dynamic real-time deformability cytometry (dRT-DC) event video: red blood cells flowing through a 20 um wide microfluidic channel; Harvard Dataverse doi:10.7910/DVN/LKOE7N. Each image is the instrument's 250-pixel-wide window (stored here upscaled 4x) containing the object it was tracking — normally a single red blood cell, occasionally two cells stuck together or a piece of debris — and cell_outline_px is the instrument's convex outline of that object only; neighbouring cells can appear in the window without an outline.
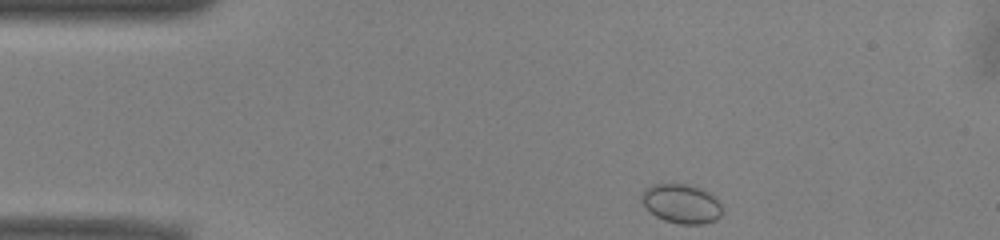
{"species": "common noctule bat (a hibernating species)", "species_latin": "Nyctalus noctula", "temperature_condition": "warm", "stored_images_in_passage": 44, "camera_frame_rate_fps": 3000, "um_per_image_px": 0.085, "animal": {"sex": "male", "body_mass_g": 13.0, "forearm_length_mm": 53.1}, "frame": {"image": 1, "passage_image": 1, "time_ms": 0.0, "image_size_px": [1000, 240], "cell_outline_px": [[720, 216], [716, 220], [704, 224], [680, 224], [664, 220], [656, 216], [640, 200], [640, 196], [644, 188], [652, 184], [692, 184], [716, 196], [720, 204]], "centroid_in_image_um": [57.91, 17.3], "position_along_channel_um": 27.1, "area_um2": 18.5}}
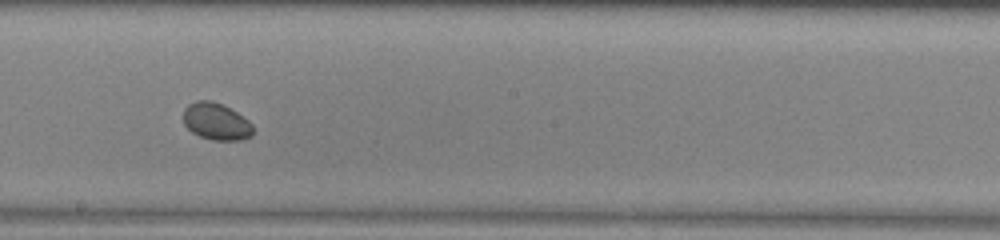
{"frame": {"image": 2, "passage_image": 21, "time_ms": 6.667, "image_size_px": [1000, 240], "cell_outline_px": [[252, 136], [240, 140], [212, 140], [200, 136], [192, 132], [184, 124], [184, 108], [188, 104], [196, 100], [212, 100], [236, 112], [248, 120], [252, 124]], "centroid_in_image_um": [18.36, 10.33], "position_along_channel_um": 229.8, "area_um2": 14.91}}
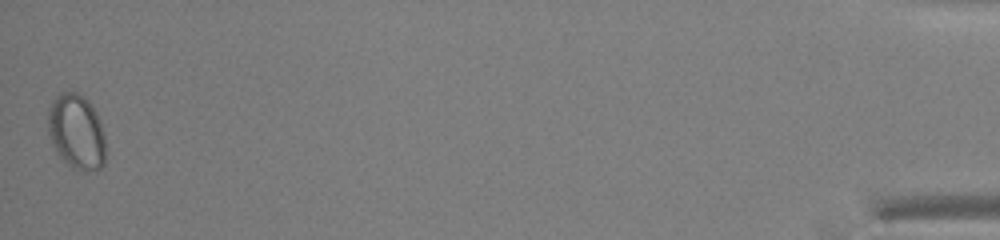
{"frame": {"image": 3, "passage_image": 44, "time_ms": 14.333, "image_size_px": [1000, 240], "cell_outline_px": [[104, 164], [96, 172], [72, 168], [60, 156], [52, 144], [48, 132], [48, 108], [52, 100], [60, 92], [76, 92], [84, 96], [92, 104], [100, 120], [104, 132]], "centroid_in_image_um": [6.5, 11.18], "position_along_channel_um": 428.7, "area_um2": 25.37}, "authors_computed_cell_mechanics": {"area_um2": 15.9817, "velocity_mm_per_s": 3.9102, "shape_relaxation_time_tau1_ms": null, "shape_relaxation_time_tau2_ms": 7.0554, "deformation_change_tau1": null, "deformation_change_tau2": 0.0375}}